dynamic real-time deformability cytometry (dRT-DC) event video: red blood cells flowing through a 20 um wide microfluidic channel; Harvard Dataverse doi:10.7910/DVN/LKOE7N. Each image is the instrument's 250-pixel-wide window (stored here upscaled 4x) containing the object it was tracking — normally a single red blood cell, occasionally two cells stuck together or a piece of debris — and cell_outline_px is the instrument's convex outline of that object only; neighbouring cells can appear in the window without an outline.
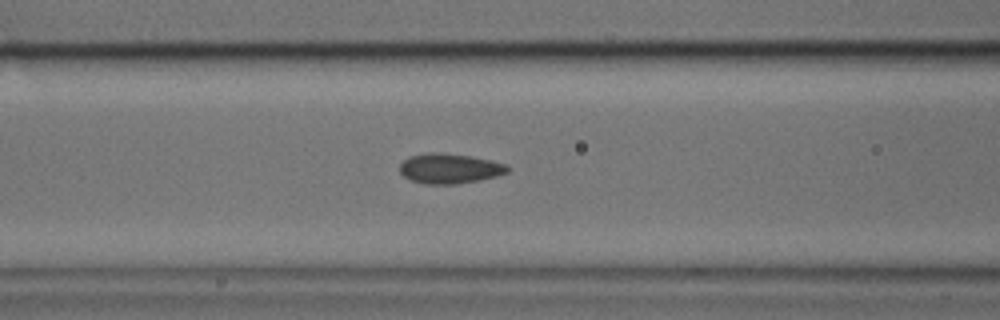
{"species": "common noctule bat (a hibernating species)", "species_latin": "Nyctalus noctula", "temperature_condition": "cold", "stored_images_in_passage": 37, "camera_frame_rate_fps": 3000, "um_per_image_px": 0.085, "animal": {"sex": "male", "body_mass_g": 17.9, "forearm_length_mm": 54.2}, "frame": {"image": 1, "passage_image": 6, "time_ms": 1.667, "image_size_px": [1000, 320], "cell_outline_px": [[508, 172], [496, 176], [480, 180], [456, 184], [424, 184], [412, 180], [404, 176], [400, 172], [400, 164], [408, 156], [428, 152], [440, 152], [472, 156], [492, 160], [508, 164]], "centroid_in_image_um": [38.22, 14.31], "position_along_channel_um": 128.4, "area_um2": 19.02}}
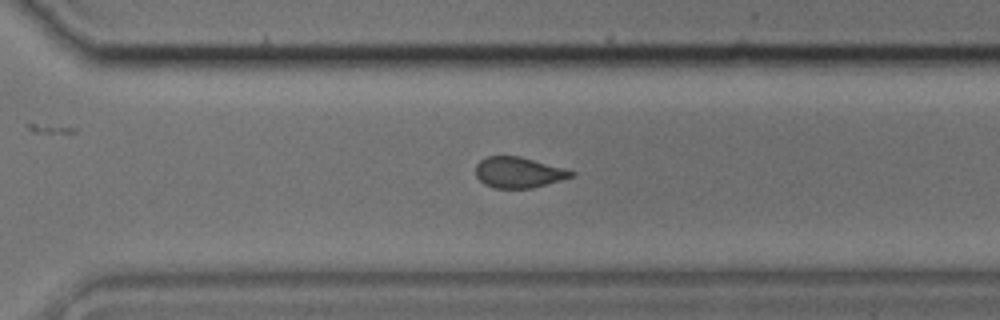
{"frame": {"image": 2, "passage_image": 21, "time_ms": 6.667, "image_size_px": [1000, 320], "cell_outline_px": [[576, 172], [572, 176], [560, 180], [532, 188], [492, 188], [484, 184], [476, 176], [476, 164], [484, 156], [520, 156], [564, 168]], "centroid_in_image_um": [44.04, 14.65], "position_along_channel_um": 326.6, "area_um2": 17.11}}
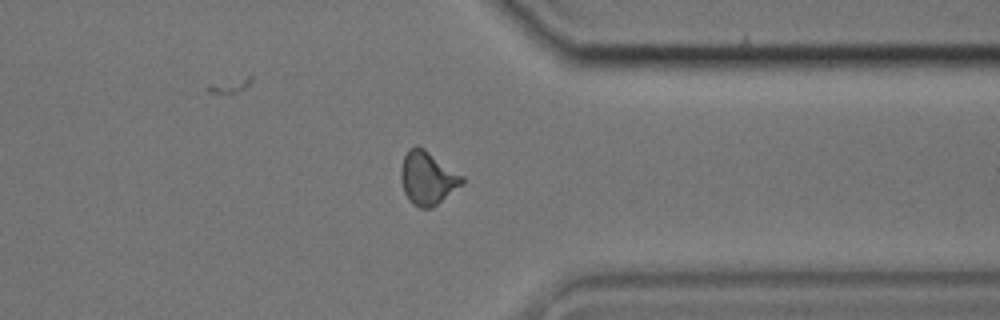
{"frame": {"image": 3, "passage_image": 25, "time_ms": 8.0, "image_size_px": [1000, 320], "cell_outline_px": [[464, 184], [432, 208], [420, 208], [412, 204], [408, 200], [404, 192], [400, 180], [400, 168], [404, 156], [408, 148], [416, 144], [424, 148], [464, 176]], "centroid_in_image_um": [36.33, 15.13], "position_along_channel_um": 375.1, "area_um2": 19.36}}